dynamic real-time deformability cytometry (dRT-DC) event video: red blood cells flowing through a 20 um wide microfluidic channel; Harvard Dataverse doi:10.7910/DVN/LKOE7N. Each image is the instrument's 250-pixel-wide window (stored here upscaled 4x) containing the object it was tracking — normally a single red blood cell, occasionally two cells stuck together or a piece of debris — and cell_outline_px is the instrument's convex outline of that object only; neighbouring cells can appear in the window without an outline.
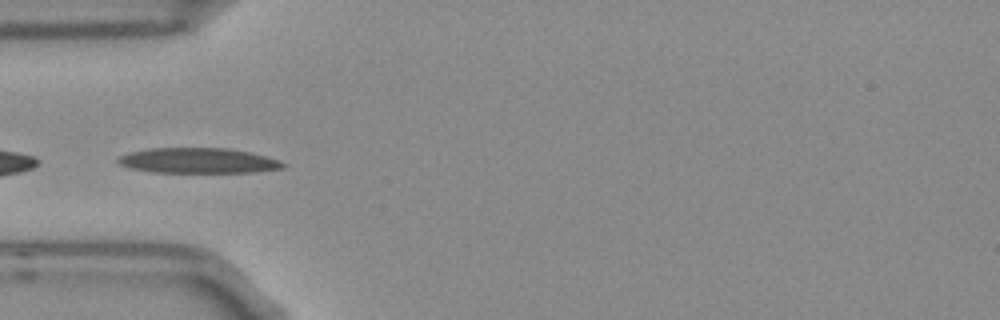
{"species": "Egyptian fruit bat (a non-hibernating species)", "species_latin": "Rousettus aegyptiacus", "temperature_condition": "room temperature", "stored_images_in_passage": 43, "camera_frame_rate_fps": 3000, "um_per_image_px": 0.085, "frame": {"image": 1, "passage_image": 15, "time_ms": 4.667, "image_size_px": [1000, 320], "cell_outline_px": [[288, 164], [284, 168], [256, 172], [152, 172], [128, 168], [120, 164], [116, 160], [120, 156], [128, 152], [152, 148], [228, 148], [268, 156], [280, 160]], "centroid_in_image_um": [16.87, 13.65], "position_along_channel_um": 68.1, "area_um2": 24.45}}
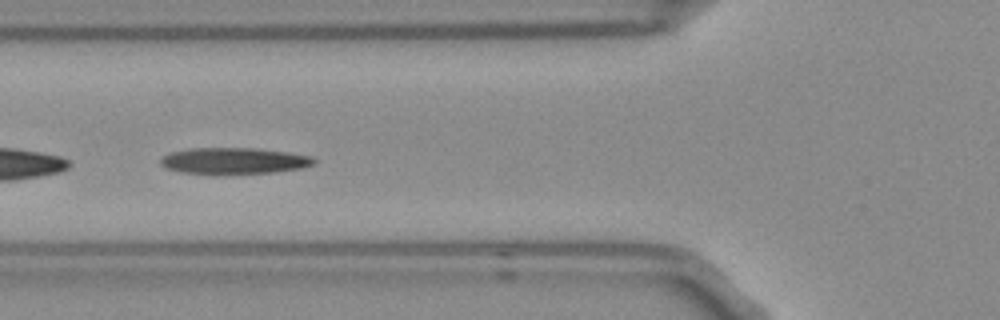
{"frame": {"image": 2, "passage_image": 18, "time_ms": 5.667, "image_size_px": [1000, 320], "cell_outline_px": [[316, 164], [304, 168], [276, 172], [216, 176], [212, 176], [180, 172], [168, 168], [160, 164], [160, 160], [164, 156], [172, 152], [192, 148], [256, 148], [288, 152], [312, 156], [316, 160]], "centroid_in_image_um": [19.92, 13.7], "position_along_channel_um": 105.9, "area_um2": 24.33}, "authors_computed_cell_mechanics": {"area_um2": 23.8714, "velocity_mm_per_s": 3.732, "shape_relaxation_time_tau1_ms": 5.8388, "shape_relaxation_time_tau2_ms": 2.6467, "deformation_change_tau1": 0.1819, "deformation_change_tau2": 0.0932}}